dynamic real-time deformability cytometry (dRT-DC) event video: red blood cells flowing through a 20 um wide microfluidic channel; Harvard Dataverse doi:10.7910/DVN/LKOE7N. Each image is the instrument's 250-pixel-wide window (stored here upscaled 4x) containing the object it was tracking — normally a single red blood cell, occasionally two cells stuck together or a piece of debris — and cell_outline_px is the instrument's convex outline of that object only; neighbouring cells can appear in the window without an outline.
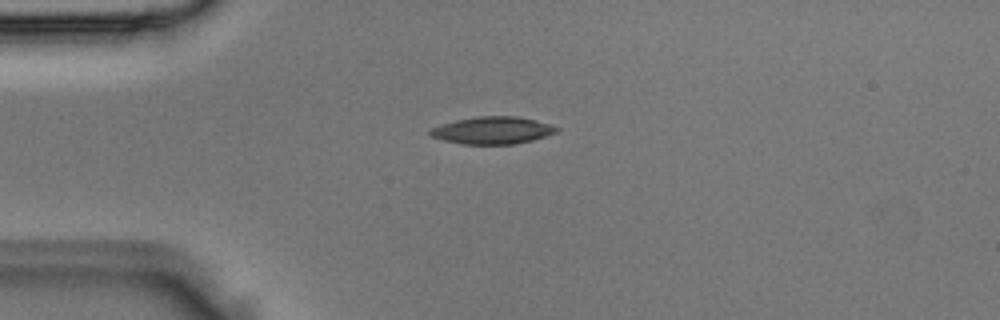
{"species": "Egyptian fruit bat (a non-hibernating species)", "species_latin": "Rousettus aegyptiacus", "temperature_condition": "room temperature", "stored_images_in_passage": 1, "camera_frame_rate_fps": 3000, "um_per_image_px": 0.085, "animal": {"sex": "male"}, "frame": {"image": 1, "passage_image": 1, "time_ms": 0.0, "image_size_px": [1000, 320], "cell_outline_px": [[560, 128], [556, 132], [532, 140], [516, 144], [460, 144], [444, 140], [432, 136], [428, 132], [432, 128], [440, 124], [456, 120], [476, 116], [516, 116], [536, 120], [552, 124]], "centroid_in_image_um": [41.87, 11.07], "position_along_channel_um": 43.1, "area_um2": 20.11}}